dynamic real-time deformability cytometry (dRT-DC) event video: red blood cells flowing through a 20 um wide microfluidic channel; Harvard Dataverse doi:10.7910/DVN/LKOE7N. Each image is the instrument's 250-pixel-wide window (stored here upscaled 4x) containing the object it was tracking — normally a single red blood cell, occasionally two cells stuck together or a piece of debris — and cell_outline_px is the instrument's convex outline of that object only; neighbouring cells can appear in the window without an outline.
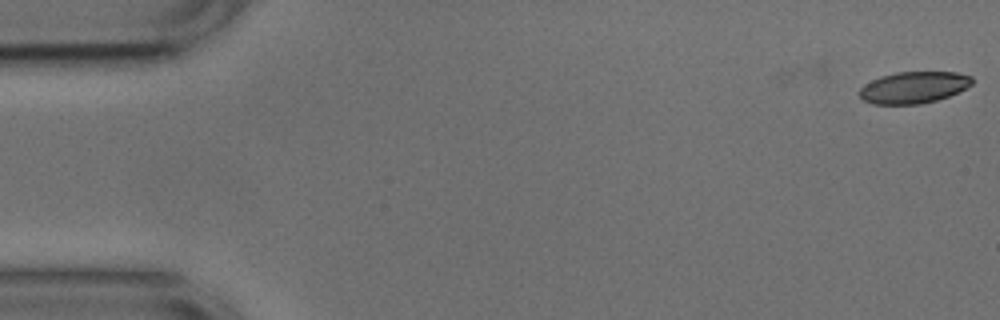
{"species": "common noctule bat (a hibernating species)", "species_latin": "Nyctalus noctula", "temperature_condition": "cold", "stored_images_in_passage": 48, "camera_frame_rate_fps": 3000, "um_per_image_px": 0.085, "animal": {"sex": "male", "body_mass_g": 17.9, "forearm_length_mm": 54.2}, "frame": {"image": 1, "passage_image": 1, "time_ms": 0.0, "image_size_px": [1000, 320], "cell_outline_px": [[972, 84], [948, 96], [936, 100], [920, 104], [872, 104], [864, 100], [860, 96], [860, 88], [864, 84], [880, 76], [896, 72], [956, 72], [972, 76]], "centroid_in_image_um": [77.64, 7.42], "position_along_channel_um": 7.4, "area_um2": 20.63}}
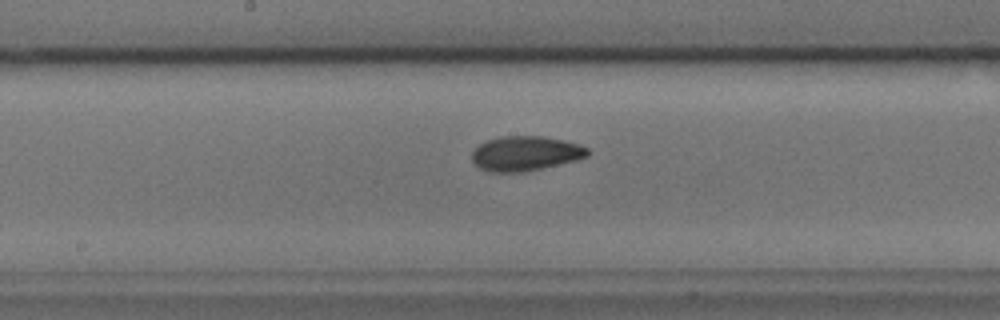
{"frame": {"image": 2, "passage_image": 27, "time_ms": 8.667, "image_size_px": [1000, 320], "cell_outline_px": [[592, 152], [588, 156], [576, 160], [524, 172], [488, 172], [480, 168], [472, 160], [472, 152], [480, 144], [488, 140], [500, 136], [544, 136], [564, 140], [580, 144], [588, 148]], "centroid_in_image_um": [44.69, 13.04], "position_along_channel_um": 203.5, "area_um2": 23.47}}
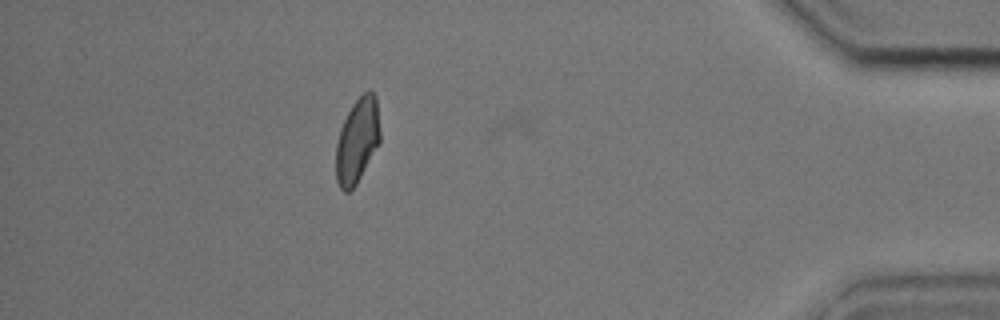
{"frame": {"image": 3, "passage_image": 47, "time_ms": 15.333, "image_size_px": [1000, 320], "cell_outline_px": [[380, 140], [356, 184], [348, 192], [344, 192], [340, 188], [336, 180], [336, 144], [340, 128], [352, 104], [368, 88], [376, 96], [380, 128]], "centroid_in_image_um": [30.36, 11.92], "position_along_channel_um": 404.8, "area_um2": 21.68}}